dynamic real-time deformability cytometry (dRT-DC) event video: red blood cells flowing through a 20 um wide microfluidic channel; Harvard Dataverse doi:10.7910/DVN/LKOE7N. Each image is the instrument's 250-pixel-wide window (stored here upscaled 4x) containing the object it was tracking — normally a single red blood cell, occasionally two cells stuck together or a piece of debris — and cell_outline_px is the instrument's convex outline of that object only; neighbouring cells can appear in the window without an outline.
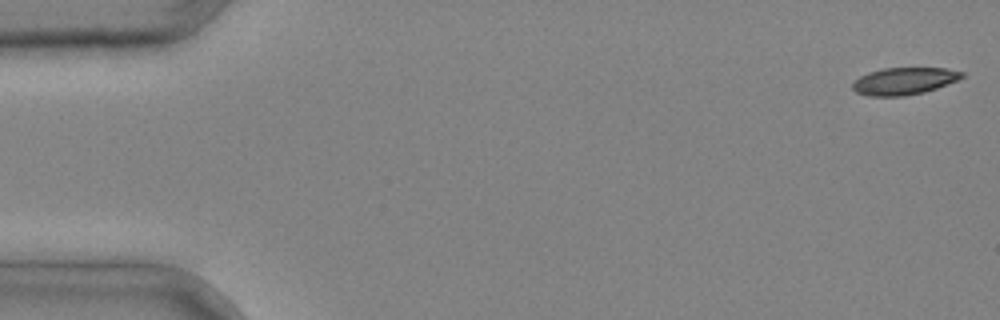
{"species": "common noctule bat (a hibernating species)", "species_latin": "Nyctalus noctula", "temperature_condition": "cold", "stored_images_in_passage": 4, "camera_frame_rate_fps": 3000, "um_per_image_px": 0.085, "animal": {"sex": "male", "body_mass_g": 20.4}, "frame": {"image": 1, "passage_image": 1, "time_ms": 0.0, "image_size_px": [1000, 320], "cell_outline_px": [[964, 76], [956, 80], [936, 88], [924, 92], [904, 96], [868, 96], [856, 92], [852, 88], [852, 84], [860, 76], [868, 72], [884, 68], [948, 68], [964, 72]], "centroid_in_image_um": [76.83, 6.89], "position_along_channel_um": 8.2, "area_um2": 17.22}}